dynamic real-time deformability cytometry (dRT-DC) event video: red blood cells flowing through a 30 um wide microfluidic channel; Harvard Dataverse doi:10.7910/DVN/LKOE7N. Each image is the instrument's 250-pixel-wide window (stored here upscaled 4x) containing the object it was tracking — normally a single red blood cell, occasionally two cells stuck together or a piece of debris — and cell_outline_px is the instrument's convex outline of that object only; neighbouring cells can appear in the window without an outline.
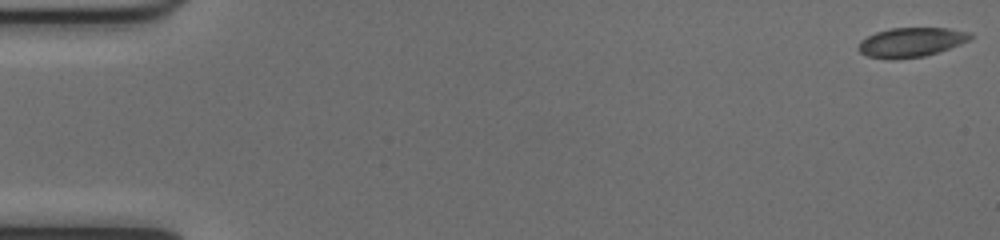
{"species": "common noctule bat (a hibernating species)", "species_latin": "Nyctalus noctula", "temperature_condition": "cold", "stored_images_in_passage": 52, "camera_frame_rate_fps": 3000, "um_per_image_px": 0.085, "animal": {"sex": "female", "body_mass_g": 17.0, "forearm_length_mm": 48.0}, "frame": {"image": 1, "passage_image": 1, "time_ms": 0.0, "image_size_px": [1000, 240], "cell_outline_px": [[972, 36], [968, 40], [960, 44], [924, 56], [896, 60], [888, 60], [868, 56], [860, 52], [856, 48], [860, 40], [876, 32], [892, 28], [948, 28], [972, 32]], "centroid_in_image_um": [77.4, 3.6], "position_along_channel_um": 7.6, "area_um2": 19.25}}
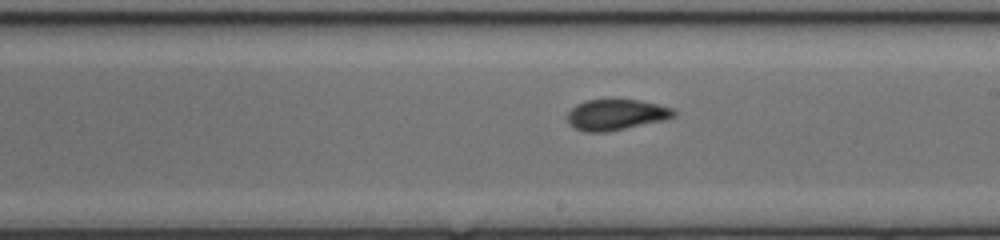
{"frame": {"image": 2, "passage_image": 30, "time_ms": 9.667, "image_size_px": [1000, 240], "cell_outline_px": [[676, 116], [664, 120], [608, 132], [584, 132], [568, 124], [568, 112], [576, 104], [584, 100], [640, 100], [672, 108], [676, 112]], "centroid_in_image_um": [52.35, 9.75], "position_along_channel_um": 236.6, "area_um2": 19.07}}
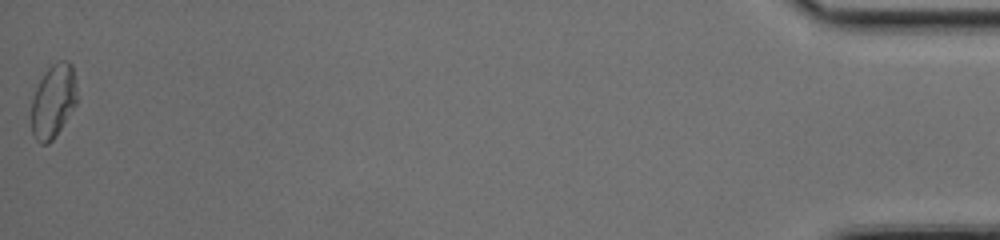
{"frame": {"image": 3, "passage_image": 52, "time_ms": 17.0, "image_size_px": [1000, 240], "cell_outline_px": [[76, 104], [52, 140], [48, 144], [40, 144], [36, 140], [32, 132], [32, 100], [36, 88], [40, 80], [48, 68], [52, 64], [60, 60], [68, 60], [72, 64], [76, 88]], "centroid_in_image_um": [4.52, 8.58], "position_along_channel_um": 430.7, "area_um2": 19.25}, "authors_computed_cell_mechanics": {"area_um2": 19.2474, "velocity_mm_per_s": 4.0225, "shape_relaxation_time_tau1_ms": 6.5513, "shape_relaxation_time_tau2_ms": 1.7648, "deformation_change_tau1": 0.1493, "deformation_change_tau2": 0.0547}}